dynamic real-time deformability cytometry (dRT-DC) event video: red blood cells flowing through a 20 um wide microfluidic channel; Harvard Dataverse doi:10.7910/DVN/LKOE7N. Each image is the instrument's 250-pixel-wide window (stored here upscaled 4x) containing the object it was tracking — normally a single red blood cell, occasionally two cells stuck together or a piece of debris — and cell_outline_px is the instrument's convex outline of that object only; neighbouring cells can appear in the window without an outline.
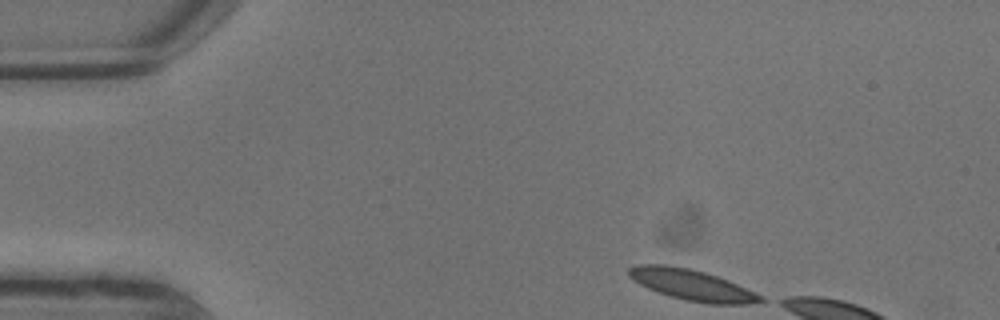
{"species": "common noctule bat (a hibernating species)", "species_latin": "Nyctalus noctula", "temperature_condition": "warm", "stored_images_in_passage": 3, "camera_frame_rate_fps": 3000, "um_per_image_px": 0.085, "animal": {"sex": "male", "body_mass_g": 13.3}, "frame": {"image": 1, "passage_image": 1, "time_ms": 0.0, "image_size_px": [1000, 320], "cell_outline_px": [[764, 300], [748, 304], [708, 304], [684, 300], [648, 288], [640, 284], [628, 276], [628, 268], [640, 264], [664, 264], [688, 268], [704, 272], [728, 280], [764, 296]], "centroid_in_image_um": [58.82, 24.22], "position_along_channel_um": 26.2, "area_um2": 23.47}}